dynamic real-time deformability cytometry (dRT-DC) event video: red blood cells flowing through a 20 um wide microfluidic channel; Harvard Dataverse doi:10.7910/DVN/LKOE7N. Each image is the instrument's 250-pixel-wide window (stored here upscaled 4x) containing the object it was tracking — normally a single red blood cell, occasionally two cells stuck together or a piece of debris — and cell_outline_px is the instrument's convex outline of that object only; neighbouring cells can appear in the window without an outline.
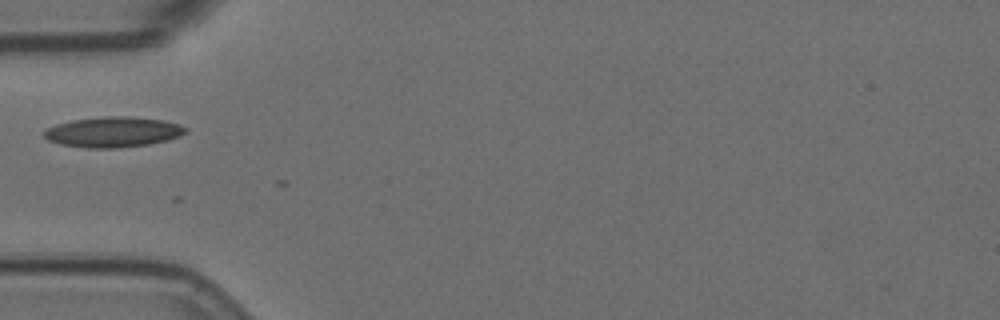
{"species": "Egyptian fruit bat (a non-hibernating species)", "species_latin": "Rousettus aegyptiacus", "temperature_condition": "room temperature", "stored_images_in_passage": 1, "camera_frame_rate_fps": 3000, "um_per_image_px": 0.085, "animal": {"sex": "female"}, "frame": {"image": 1, "passage_image": 1, "time_ms": 0.0, "image_size_px": [1000, 320], "cell_outline_px": [[188, 132], [180, 136], [148, 144], [120, 148], [88, 148], [60, 144], [48, 140], [44, 136], [44, 132], [48, 128], [56, 124], [72, 120], [104, 116], [128, 116], [164, 120], [180, 124], [188, 128]], "centroid_in_image_um": [9.64, 11.21], "position_along_channel_um": 75.4, "area_um2": 25.09}}